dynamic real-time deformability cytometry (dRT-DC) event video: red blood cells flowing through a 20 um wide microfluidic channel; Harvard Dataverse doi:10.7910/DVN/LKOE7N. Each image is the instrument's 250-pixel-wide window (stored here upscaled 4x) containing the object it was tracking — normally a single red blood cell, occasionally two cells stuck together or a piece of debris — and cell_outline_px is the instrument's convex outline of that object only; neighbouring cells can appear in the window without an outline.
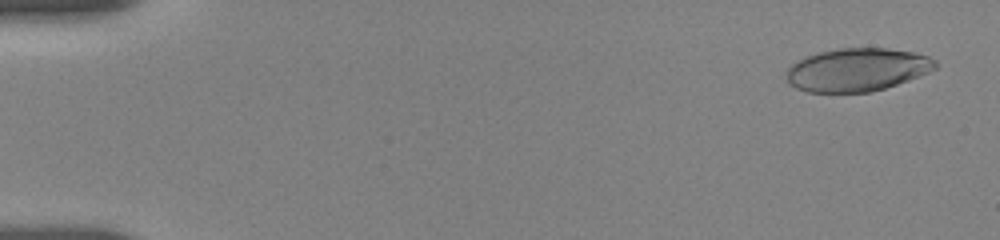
{"species": "human", "species_latin": "Homo sapiens", "temperature_condition": "room temperature", "stored_images_in_passage": 85, "camera_frame_rate_fps": 3000, "um_per_image_px": 0.085, "donor": {"sex": "female"}, "frame": {"image": 1, "passage_image": 6, "time_ms": 0.667, "image_size_px": [1000, 240], "cell_outline_px": [[936, 68], [928, 72], [908, 80], [884, 88], [868, 92], [808, 92], [796, 88], [788, 80], [788, 68], [792, 64], [808, 56], [820, 52], [840, 48], [884, 48], [912, 52], [928, 56], [936, 60]], "centroid_in_image_um": [72.88, 5.92], "position_along_channel_um": 12.1, "area_um2": 36.82}}
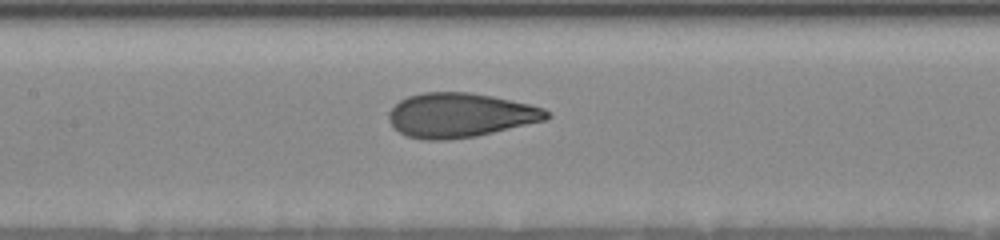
{"frame": {"image": 2, "passage_image": 46, "time_ms": 8.667, "image_size_px": [1000, 240], "cell_outline_px": [[552, 116], [548, 120], [476, 136], [448, 140], [424, 140], [408, 136], [400, 132], [388, 120], [388, 112], [400, 100], [408, 96], [424, 92], [468, 92], [492, 96], [528, 104], [544, 108]], "centroid_in_image_um": [39.13, 9.79], "position_along_channel_um": 168.3, "area_um2": 40.81}}
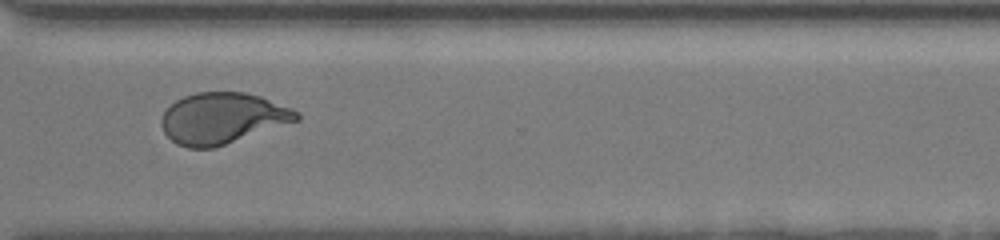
{"frame": {"image": 3, "passage_image": 84, "time_ms": 13.667, "image_size_px": [1000, 240], "cell_outline_px": [[300, 120], [212, 148], [188, 148], [176, 144], [164, 132], [160, 124], [160, 120], [164, 112], [176, 100], [184, 96], [196, 92], [244, 92], [260, 96], [292, 108], [300, 112]], "centroid_in_image_um": [18.91, 10.04], "position_along_channel_um": 351.7, "area_um2": 40.11}}